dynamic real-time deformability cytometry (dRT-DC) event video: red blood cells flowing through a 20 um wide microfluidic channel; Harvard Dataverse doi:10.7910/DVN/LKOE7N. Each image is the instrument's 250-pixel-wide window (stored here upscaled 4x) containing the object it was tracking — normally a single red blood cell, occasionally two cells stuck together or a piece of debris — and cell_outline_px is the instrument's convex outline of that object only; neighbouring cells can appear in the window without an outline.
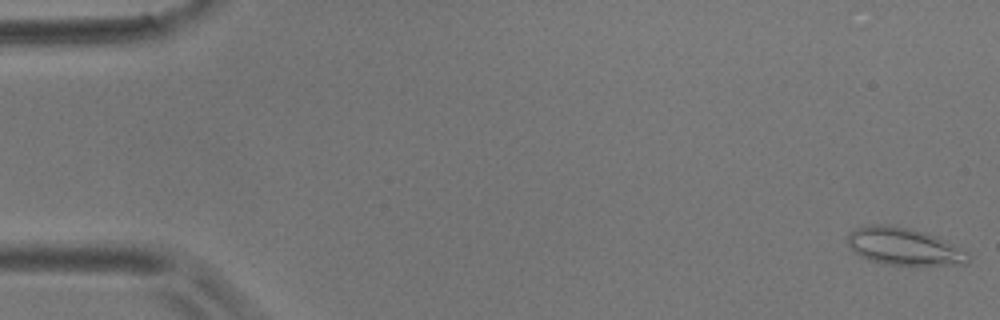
{"species": "common noctule bat (a hibernating species)", "species_latin": "Nyctalus noctula", "temperature_condition": "room temperature", "stored_images_in_passage": 55, "camera_frame_rate_fps": 3000, "um_per_image_px": 0.085, "animal": {"sex": "male", "body_mass_g": 17.9}, "frame": {"image": 1, "passage_image": 1, "time_ms": 0.0, "image_size_px": [1000, 320], "cell_outline_px": [[968, 264], [888, 264], [868, 260], [860, 256], [848, 244], [848, 232], [856, 228], [868, 224], [892, 224], [928, 232], [944, 240], [964, 252], [968, 260]], "centroid_in_image_um": [76.75, 20.91], "position_along_channel_um": 8.3, "area_um2": 25.78}}
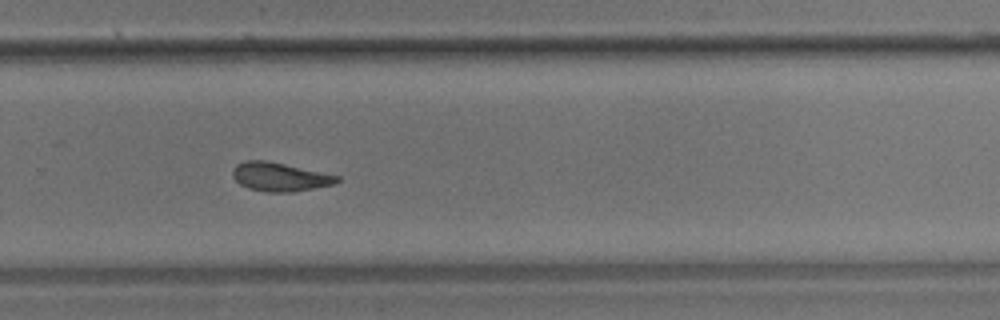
{"frame": {"image": 2, "passage_image": 37, "time_ms": 12.0, "image_size_px": [1000, 320], "cell_outline_px": [[340, 180], [332, 184], [292, 192], [268, 192], [248, 188], [240, 184], [232, 176], [232, 168], [236, 164], [244, 160], [268, 160], [340, 176]], "centroid_in_image_um": [23.73, 15.01], "position_along_channel_um": 306.1, "area_um2": 17.46}}
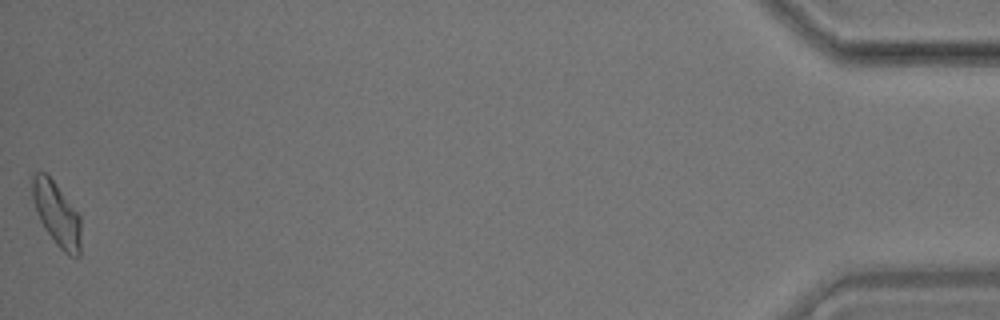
{"frame": {"image": 3, "passage_image": 55, "time_ms": 18.0, "image_size_px": [1000, 320], "cell_outline_px": [[80, 256], [68, 256], [56, 244], [44, 228], [40, 220], [32, 200], [32, 176], [36, 172], [44, 172], [56, 184], [80, 216]], "centroid_in_image_um": [4.81, 18.2], "position_along_channel_um": 430.4, "area_um2": 17.86}, "authors_computed_cell_mechanics": {"area_um2": 17.8602, "velocity_mm_per_s": 3.6505, "shape_relaxation_time_tau1_ms": null, "shape_relaxation_time_tau2_ms": 3.3024, "deformation_change_tau1": null, "deformation_change_tau2": 0.1118}}